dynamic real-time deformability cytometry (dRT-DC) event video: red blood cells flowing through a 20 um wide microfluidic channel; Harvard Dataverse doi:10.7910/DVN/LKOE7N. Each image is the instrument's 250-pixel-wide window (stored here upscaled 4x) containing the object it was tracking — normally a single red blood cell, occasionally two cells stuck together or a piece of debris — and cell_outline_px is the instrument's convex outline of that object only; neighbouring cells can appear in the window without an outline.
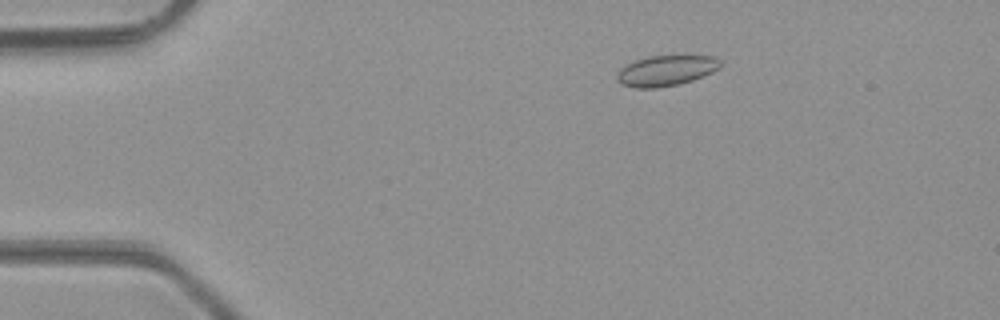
{"species": "common noctule bat (a hibernating species)", "species_latin": "Nyctalus noctula", "temperature_condition": "room temperature", "stored_images_in_passage": 48, "camera_frame_rate_fps": 3000, "um_per_image_px": 0.085, "animal": {"sex": "male", "body_mass_g": 23.1, "forearm_length_mm": 52.7}, "frame": {"image": 1, "passage_image": 9, "time_ms": 2.667, "image_size_px": [1000, 320], "cell_outline_px": [[720, 68], [704, 76], [680, 84], [656, 88], [636, 88], [620, 84], [616, 76], [620, 68], [636, 60], [648, 56], [712, 56], [720, 60]], "centroid_in_image_um": [56.6, 6.01], "position_along_channel_um": 28.4, "area_um2": 18.32}}
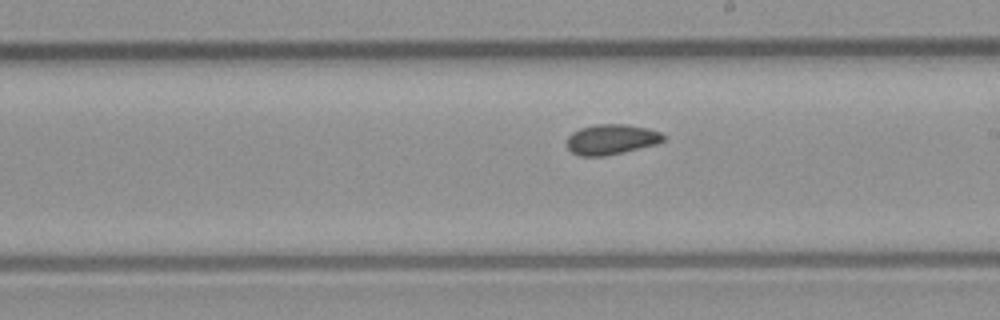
{"frame": {"image": 2, "passage_image": 28, "time_ms": 9.0, "image_size_px": [1000, 320], "cell_outline_px": [[664, 140], [656, 144], [624, 152], [604, 156], [580, 156], [572, 152], [568, 148], [568, 136], [572, 132], [580, 128], [596, 124], [628, 124], [648, 128], [660, 132], [664, 136]], "centroid_in_image_um": [51.96, 11.84], "position_along_channel_um": 237.0, "area_um2": 16.99}}
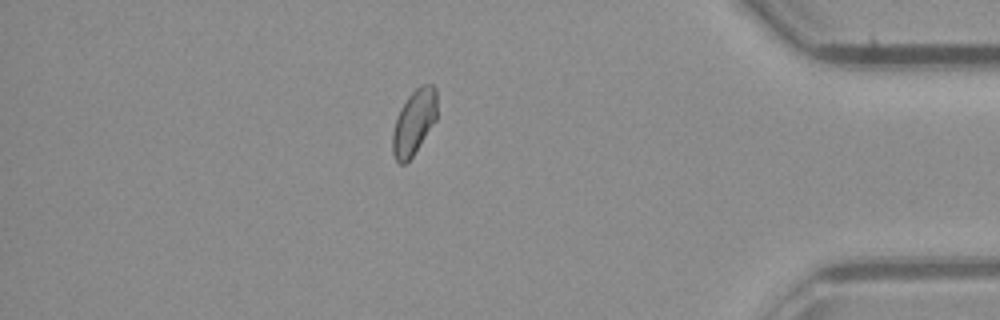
{"frame": {"image": 3, "passage_image": 42, "time_ms": 13.667, "image_size_px": [1000, 320], "cell_outline_px": [[436, 120], [412, 156], [404, 164], [400, 164], [396, 160], [392, 152], [392, 132], [396, 116], [400, 108], [408, 96], [416, 88], [424, 84], [432, 84], [436, 88]], "centroid_in_image_um": [35.17, 10.37], "position_along_channel_um": 400.0, "area_um2": 16.76}, "authors_computed_cell_mechanics": {"area_um2": 17.051, "velocity_mm_per_s": 4.3108, "shape_relaxation_time_tau1_ms": null, "shape_relaxation_time_tau2_ms": 1.6754, "deformation_change_tau1": null, "deformation_change_tau2": 0.0657}}